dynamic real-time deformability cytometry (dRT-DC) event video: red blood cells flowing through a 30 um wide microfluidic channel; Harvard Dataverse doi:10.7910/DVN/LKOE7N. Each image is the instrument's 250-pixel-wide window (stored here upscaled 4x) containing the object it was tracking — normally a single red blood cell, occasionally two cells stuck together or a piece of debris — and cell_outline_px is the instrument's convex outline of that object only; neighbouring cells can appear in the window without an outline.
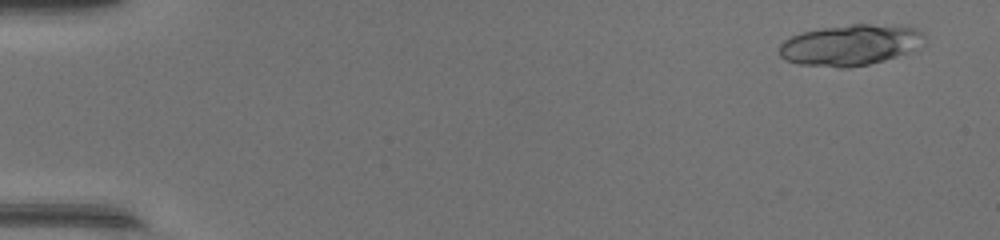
{"species": "common noctule bat (a hibernating species)", "species_latin": "Nyctalus noctula", "temperature_condition": "warm", "stored_images_in_passage": 48, "segment_of_instrument_passage": [1, 2], "camera_frame_rate_fps": 3000, "um_per_image_px": 0.085, "animal": {"sex": "female", "body_mass_g": 17.0, "forearm_length_mm": 48.0}, "frame": {"image": 1, "passage_image": 3, "time_ms": 0.667, "image_size_px": [1000, 240], "cell_outline_px": [[928, 40], [920, 48], [884, 60], [868, 64], [848, 68], [840, 68], [800, 64], [788, 60], [780, 56], [780, 44], [784, 40], [792, 36], [804, 32], [824, 28], [852, 24], [908, 24], [920, 28], [928, 36]], "centroid_in_image_um": [72.44, 3.8], "position_along_channel_um": 12.6, "area_um2": 35.26}}
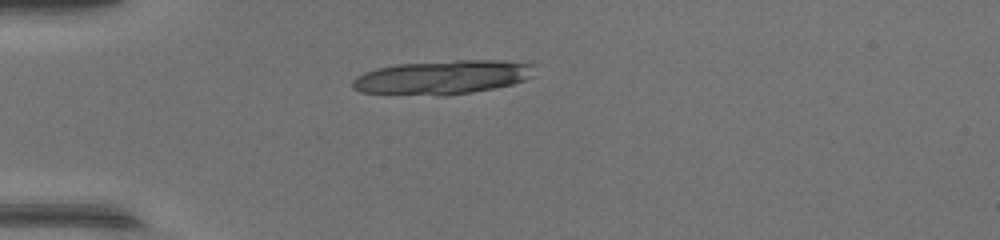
{"frame": {"image": 2, "passage_image": 14, "time_ms": 4.333, "image_size_px": [1000, 240], "cell_outline_px": [[532, 76], [524, 80], [512, 84], [496, 88], [448, 96], [436, 96], [360, 92], [352, 88], [352, 80], [356, 76], [364, 72], [376, 68], [396, 64], [456, 60], [500, 60], [532, 64]], "centroid_in_image_um": [37.56, 6.58], "position_along_channel_um": 47.4, "area_um2": 36.18}}